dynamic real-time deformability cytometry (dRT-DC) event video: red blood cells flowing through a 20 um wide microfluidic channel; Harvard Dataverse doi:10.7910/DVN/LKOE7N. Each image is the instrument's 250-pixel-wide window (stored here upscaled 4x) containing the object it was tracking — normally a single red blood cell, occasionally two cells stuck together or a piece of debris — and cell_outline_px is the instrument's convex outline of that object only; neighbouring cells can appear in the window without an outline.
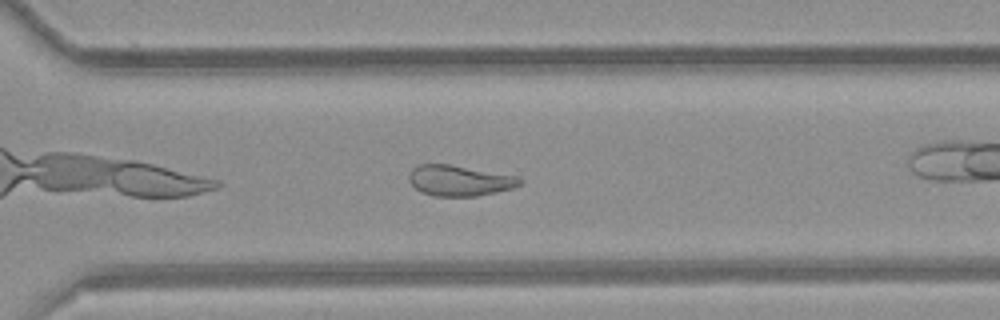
{"species": "common noctule bat (a hibernating species)", "species_latin": "Nyctalus noctula", "temperature_condition": "room temperature", "stored_images_in_passage": 38, "camera_frame_rate_fps": 3000, "um_per_image_px": 0.085, "animal": {"sex": "female", "body_mass_g": 21.9}, "frame": {"image": 1, "passage_image": 22, "time_ms": 7.0, "image_size_px": [1000, 320], "cell_outline_px": [[524, 180], [520, 184], [512, 188], [496, 192], [476, 196], [432, 196], [416, 188], [408, 180], [408, 172], [416, 164], [448, 164], [512, 176]], "centroid_in_image_um": [38.97, 15.35], "position_along_channel_um": 331.6, "area_um2": 19.48}, "authors_computed_cell_mechanics": {"area_um2": 20.2011, "velocity_mm_per_s": 3.9773, "shape_relaxation_time_tau1_ms": null, "shape_relaxation_time_tau2_ms": 5.3155, "deformation_change_tau1": null, "deformation_change_tau2": 0.1442}}